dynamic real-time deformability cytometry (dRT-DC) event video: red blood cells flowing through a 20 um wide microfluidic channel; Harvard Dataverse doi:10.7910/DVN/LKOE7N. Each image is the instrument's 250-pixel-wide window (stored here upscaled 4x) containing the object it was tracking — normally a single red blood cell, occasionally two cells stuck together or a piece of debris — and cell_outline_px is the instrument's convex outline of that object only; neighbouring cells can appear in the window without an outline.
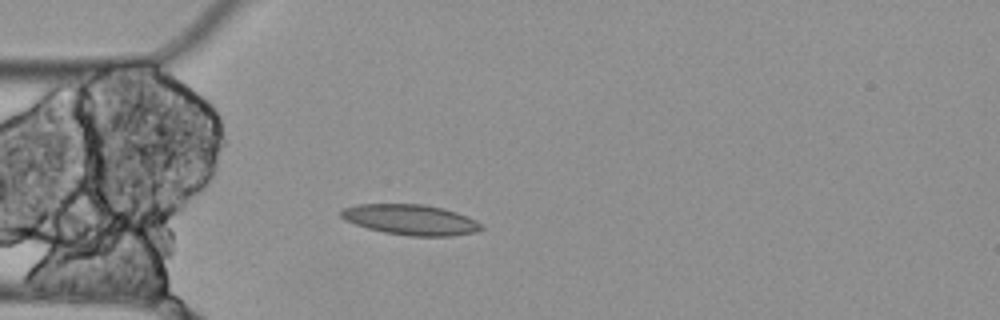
{"species": "Egyptian fruit bat (a non-hibernating species)", "species_latin": "Rousettus aegyptiacus", "temperature_condition": "cold", "stored_images_in_passage": 5, "camera_frame_rate_fps": 3000, "um_per_image_px": 0.085, "animal": {"sex": "female"}, "frame": {"image": 1, "passage_image": 4, "time_ms": 1.0, "image_size_px": [1000, 320], "cell_outline_px": [[484, 228], [476, 232], [452, 236], [408, 236], [384, 232], [368, 228], [344, 220], [340, 216], [340, 212], [344, 208], [360, 204], [424, 204], [456, 212], [476, 220], [484, 224]], "centroid_in_image_um": [34.93, 18.68], "position_along_channel_um": 50.1, "area_um2": 24.85}}